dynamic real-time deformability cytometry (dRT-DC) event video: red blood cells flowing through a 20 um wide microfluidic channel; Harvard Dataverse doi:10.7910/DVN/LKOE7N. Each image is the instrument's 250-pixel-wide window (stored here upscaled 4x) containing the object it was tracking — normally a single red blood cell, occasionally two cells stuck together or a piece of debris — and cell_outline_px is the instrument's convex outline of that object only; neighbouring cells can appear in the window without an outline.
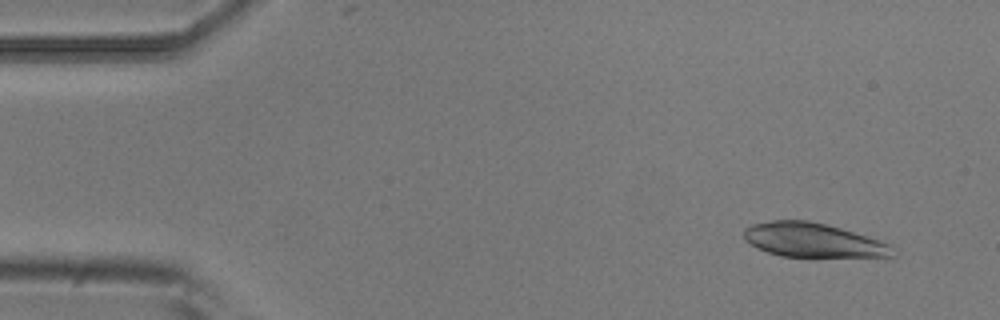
{"species": "common noctule bat (a hibernating species)", "species_latin": "Nyctalus noctula", "temperature_condition": "room temperature", "stored_images_in_passage": 4, "camera_frame_rate_fps": 3000, "um_per_image_px": 0.085, "animal": {"sex": "male", "body_mass_g": 20.5, "forearm_length_mm": 52.5}, "frame": {"image": 1, "passage_image": 1, "time_ms": 0.0, "image_size_px": [1000, 320], "cell_outline_px": [[900, 252], [896, 256], [780, 256], [756, 248], [744, 236], [744, 228], [752, 224], [772, 220], [808, 220], [840, 228], [888, 244]], "centroid_in_image_um": [69.08, 20.41], "position_along_channel_um": 15.9, "area_um2": 29.07}}
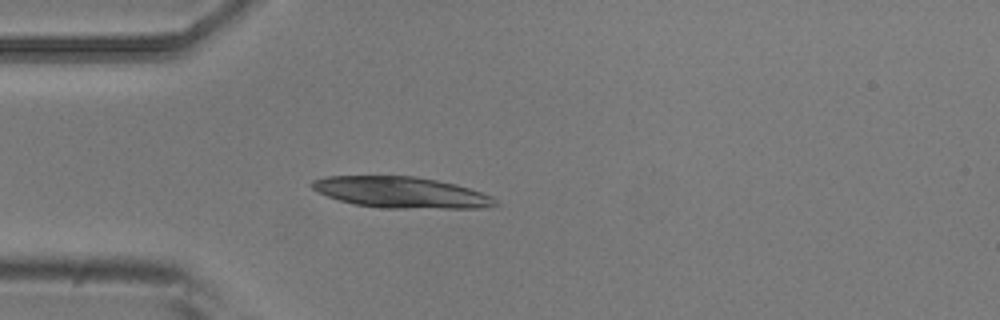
{"frame": {"image": 2, "passage_image": 4, "time_ms": 1.0, "image_size_px": [1000, 320], "cell_outline_px": [[500, 204], [480, 208], [380, 208], [356, 204], [340, 200], [328, 196], [312, 188], [308, 184], [312, 180], [328, 176], [412, 176], [436, 180], [456, 184], [492, 196]], "centroid_in_image_um": [34.09, 16.35], "position_along_channel_um": 50.9, "area_um2": 33.06}}